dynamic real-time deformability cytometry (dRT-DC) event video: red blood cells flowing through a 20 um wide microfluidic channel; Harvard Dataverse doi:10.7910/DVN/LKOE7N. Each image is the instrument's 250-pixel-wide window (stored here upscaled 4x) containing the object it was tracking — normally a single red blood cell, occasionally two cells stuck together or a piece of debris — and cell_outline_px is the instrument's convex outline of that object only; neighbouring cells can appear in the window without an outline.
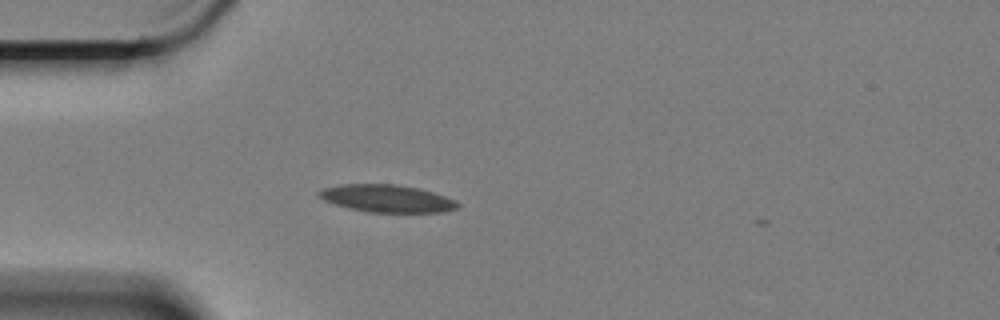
{"species": "Egyptian fruit bat (a non-hibernating species)", "species_latin": "Rousettus aegyptiacus", "temperature_condition": "cold", "stored_images_in_passage": 14, "camera_frame_rate_fps": 3000, "um_per_image_px": 0.085, "animal": {"sex": "female"}, "frame": {"image": 1, "passage_image": 1, "time_ms": 0.0, "image_size_px": [1000, 320], "cell_outline_px": [[460, 204], [456, 208], [440, 212], [368, 212], [348, 208], [324, 200], [316, 192], [324, 188], [340, 184], [400, 184], [420, 188], [456, 200]], "centroid_in_image_um": [32.88, 16.86], "position_along_channel_um": 52.1, "area_um2": 22.14}}
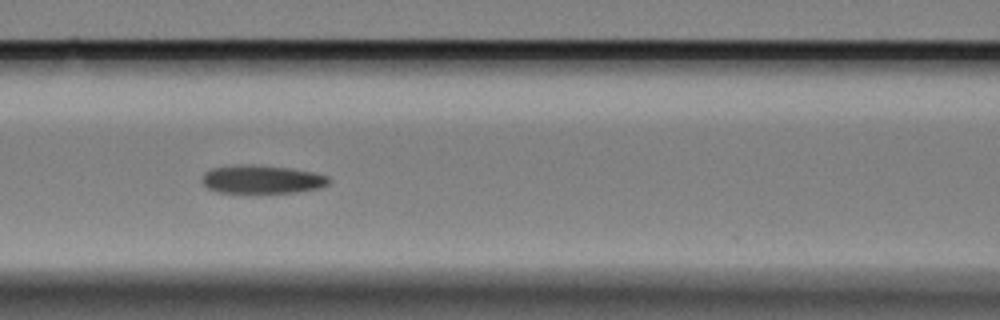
{"frame": {"image": 2, "passage_image": 10, "time_ms": 3.0, "image_size_px": [1000, 320], "cell_outline_px": [[332, 180], [328, 184], [320, 188], [296, 192], [216, 192], [208, 188], [200, 180], [200, 176], [204, 172], [212, 168], [236, 164], [252, 164], [288, 168], [312, 172], [328, 176]], "centroid_in_image_um": [22.22, 15.23], "position_along_channel_um": 144.4, "area_um2": 21.04}}
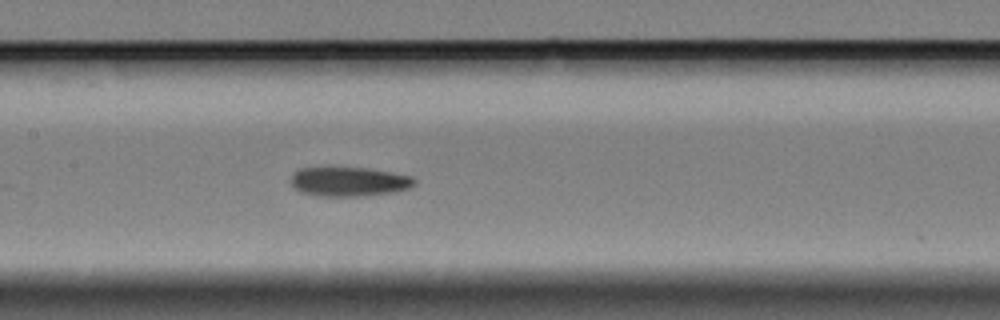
{"frame": {"image": 3, "passage_image": 13, "time_ms": 4.0, "image_size_px": [1000, 320], "cell_outline_px": [[416, 184], [408, 188], [396, 192], [360, 196], [316, 196], [300, 192], [292, 184], [292, 176], [300, 168], [364, 168], [412, 176], [416, 180]], "centroid_in_image_um": [29.69, 15.45], "position_along_channel_um": 177.7, "area_um2": 20.87}}